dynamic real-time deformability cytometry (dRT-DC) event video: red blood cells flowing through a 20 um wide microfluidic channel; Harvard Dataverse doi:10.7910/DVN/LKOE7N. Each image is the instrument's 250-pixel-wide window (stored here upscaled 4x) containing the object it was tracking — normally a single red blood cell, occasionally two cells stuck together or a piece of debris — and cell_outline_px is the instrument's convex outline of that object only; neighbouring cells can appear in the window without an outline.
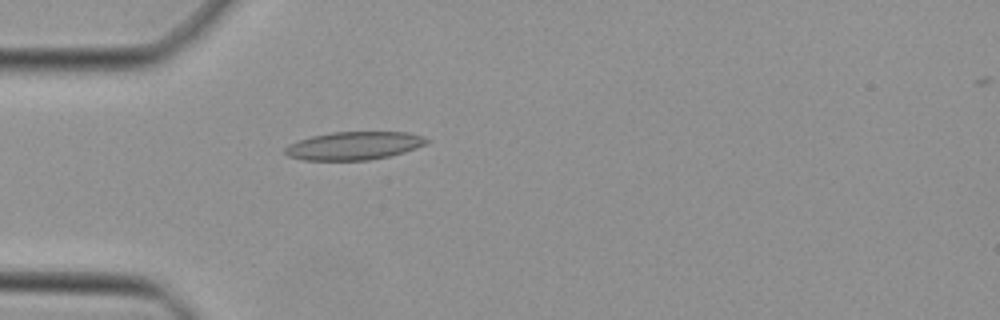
{"species": "Egyptian fruit bat (a non-hibernating species)", "species_latin": "Rousettus aegyptiacus", "temperature_condition": "cold", "stored_images_in_passage": 19, "camera_frame_rate_fps": 3000, "um_per_image_px": 0.085, "animal": {"sex": "female"}, "frame": {"image": 1, "passage_image": 1, "time_ms": 0.0, "image_size_px": [1000, 320], "cell_outline_px": [[432, 140], [416, 148], [404, 152], [388, 156], [368, 160], [304, 160], [288, 156], [284, 152], [284, 148], [288, 144], [312, 136], [332, 132], [408, 132], [424, 136]], "centroid_in_image_um": [30.1, 12.38], "position_along_channel_um": 54.9, "area_um2": 23.18}}
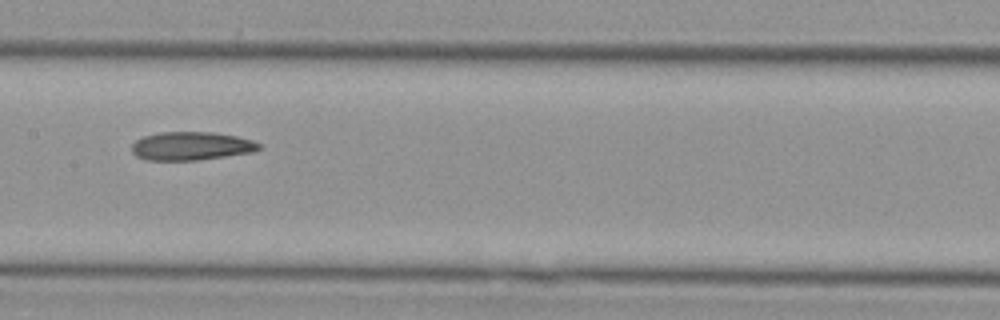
{"frame": {"image": 2, "passage_image": 11, "time_ms": 3.333, "image_size_px": [1000, 320], "cell_outline_px": [[264, 148], [252, 152], [196, 160], [144, 160], [136, 156], [132, 152], [132, 144], [136, 140], [144, 136], [160, 132], [212, 132], [236, 136], [252, 140], [260, 144]], "centroid_in_image_um": [16.25, 12.41], "position_along_channel_um": 191.2, "area_um2": 21.04}}
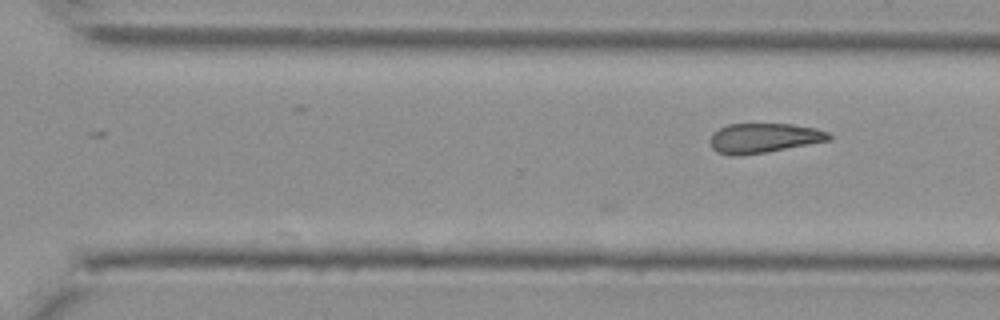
{"frame": {"image": 3, "passage_image": 19, "time_ms": 6.0, "image_size_px": [1000, 320], "cell_outline_px": [[832, 140], [764, 152], [740, 156], [732, 156], [716, 152], [712, 148], [712, 136], [720, 128], [728, 124], [792, 124], [816, 128], [828, 132], [832, 136]], "centroid_in_image_um": [64.96, 11.73], "position_along_channel_um": 305.6, "area_um2": 20.35}}